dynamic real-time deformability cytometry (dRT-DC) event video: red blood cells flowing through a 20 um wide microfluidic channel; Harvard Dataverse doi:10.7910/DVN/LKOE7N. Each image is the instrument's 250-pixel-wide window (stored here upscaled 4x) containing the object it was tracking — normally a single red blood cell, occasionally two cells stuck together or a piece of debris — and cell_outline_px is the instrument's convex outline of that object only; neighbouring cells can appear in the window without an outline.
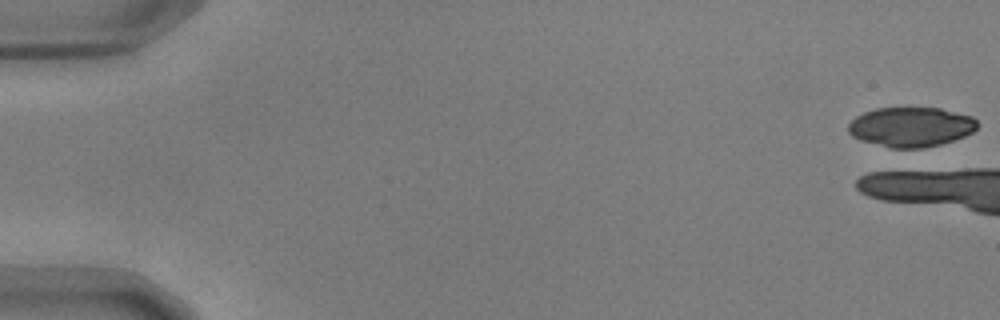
{"species": "common noctule bat (a hibernating species)", "species_latin": "Nyctalus noctula", "temperature_condition": "warm", "stored_images_in_passage": 3, "camera_frame_rate_fps": 3000, "um_per_image_px": 0.085, "animal": {"sex": "male", "body_mass_g": 17.9, "forearm_length_mm": 54.2}, "frame": {"image": 1, "passage_image": 1, "time_ms": 0.0, "image_size_px": [1000, 320], "cell_outline_px": [[976, 128], [972, 132], [964, 136], [940, 144], [920, 148], [888, 148], [860, 140], [852, 136], [848, 132], [848, 124], [856, 116], [864, 112], [876, 108], [940, 108], [972, 116], [976, 120]], "centroid_in_image_um": [77.39, 10.79], "position_along_channel_um": 7.6, "area_um2": 29.77}}